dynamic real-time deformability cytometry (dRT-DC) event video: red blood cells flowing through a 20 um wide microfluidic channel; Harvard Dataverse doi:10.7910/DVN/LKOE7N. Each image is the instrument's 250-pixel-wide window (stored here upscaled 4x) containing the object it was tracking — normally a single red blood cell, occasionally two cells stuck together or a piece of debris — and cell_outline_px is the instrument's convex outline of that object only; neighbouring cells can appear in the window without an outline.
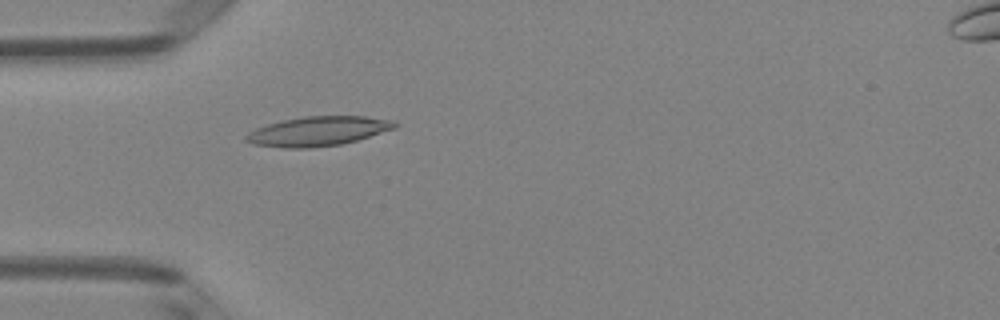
{"species": "Egyptian fruit bat (a non-hibernating species)", "species_latin": "Rousettus aegyptiacus", "temperature_condition": "room temperature", "stored_images_in_passage": 50, "camera_frame_rate_fps": 3000, "um_per_image_px": 0.085, "animal": {"sex": "female"}, "frame": {"image": 1, "passage_image": 15, "time_ms": 4.667, "image_size_px": [1000, 320], "cell_outline_px": [[396, 128], [356, 140], [340, 144], [308, 148], [284, 148], [252, 144], [244, 140], [244, 136], [248, 132], [256, 128], [268, 124], [284, 120], [304, 116], [364, 116], [388, 120], [396, 124]], "centroid_in_image_um": [26.95, 11.16], "position_along_channel_um": 58.0, "area_um2": 25.26}}
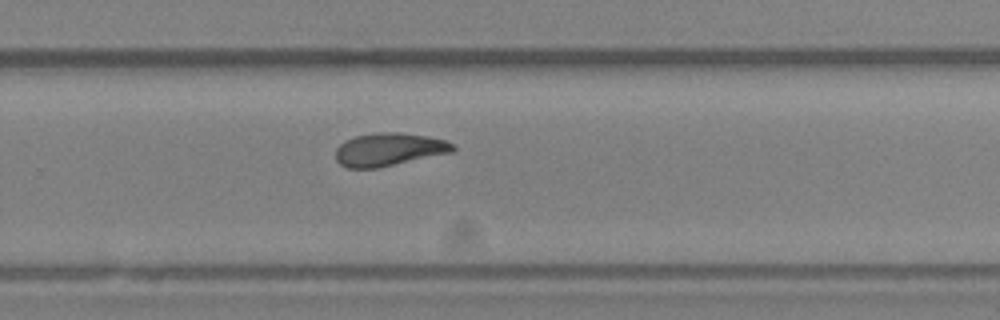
{"frame": {"image": 2, "passage_image": 33, "time_ms": 10.667, "image_size_px": [1000, 320], "cell_outline_px": [[456, 148], [452, 152], [376, 168], [348, 168], [340, 164], [336, 160], [336, 148], [344, 140], [356, 136], [376, 132], [396, 132], [428, 136], [444, 140], [456, 144]], "centroid_in_image_um": [33.05, 12.69], "position_along_channel_um": 296.7, "area_um2": 22.48}}
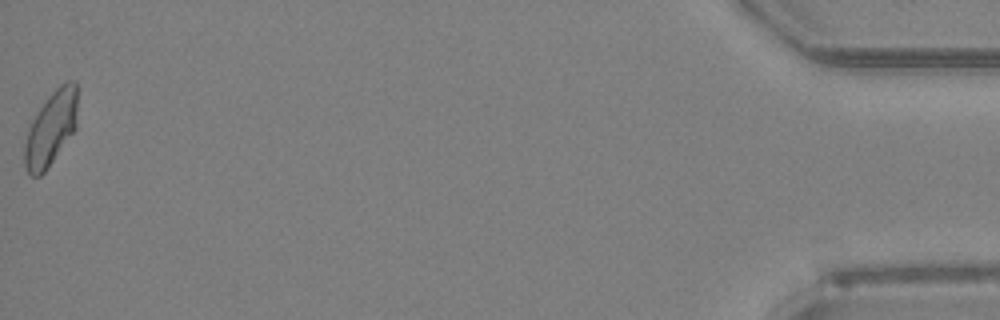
{"frame": {"image": 3, "passage_image": 50, "time_ms": 16.333, "image_size_px": [1000, 320], "cell_outline_px": [[76, 128], [44, 172], [40, 176], [32, 176], [28, 172], [24, 164], [24, 144], [28, 128], [36, 112], [48, 96], [64, 80], [76, 80]], "centroid_in_image_um": [4.31, 10.89], "position_along_channel_um": 430.9, "area_um2": 22.77}, "authors_computed_cell_mechanics": {"area_um2": 22.9177, "velocity_mm_per_s": 4.0697, "shape_relaxation_time_tau1_ms": null, "shape_relaxation_time_tau2_ms": 4.7656, "deformation_change_tau1": null, "deformation_change_tau2": 0.12}}